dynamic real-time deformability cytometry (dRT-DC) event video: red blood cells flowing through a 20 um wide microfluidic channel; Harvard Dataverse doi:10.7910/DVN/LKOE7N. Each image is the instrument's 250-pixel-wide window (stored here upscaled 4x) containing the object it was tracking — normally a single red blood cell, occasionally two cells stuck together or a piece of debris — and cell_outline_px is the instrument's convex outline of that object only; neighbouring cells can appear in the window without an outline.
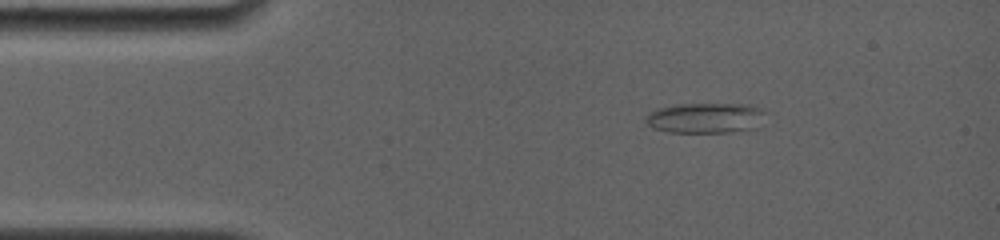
{"species": "common noctule bat (a hibernating species)", "species_latin": "Nyctalus noctula", "temperature_condition": "room temperature", "stored_images_in_passage": 3, "camera_frame_rate_fps": 4000, "um_per_image_px": 0.085, "animal": {"sex": "female", "body_mass_g": 19.0, "forearm_length_mm": 56.7}, "frame": {"image": 1, "passage_image": 1, "time_ms": 0.0, "image_size_px": [1000, 240], "cell_outline_px": [[768, 112], [756, 128], [732, 132], [668, 132], [652, 128], [644, 120], [656, 108], [676, 104], [752, 104]], "centroid_in_image_um": [60.01, 10.02], "position_along_channel_um": 25.0, "area_um2": 21.39}}